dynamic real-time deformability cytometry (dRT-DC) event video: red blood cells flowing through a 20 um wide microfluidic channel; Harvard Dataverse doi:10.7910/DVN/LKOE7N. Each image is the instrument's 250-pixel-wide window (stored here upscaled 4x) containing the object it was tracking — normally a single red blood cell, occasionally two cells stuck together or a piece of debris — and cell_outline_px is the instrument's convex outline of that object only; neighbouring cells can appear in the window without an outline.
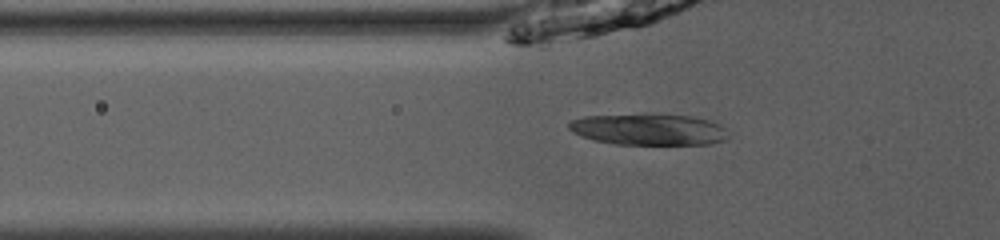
{"species": "common noctule bat (a hibernating species)", "species_latin": "Nyctalus noctula", "temperature_condition": "room temperature", "stored_images_in_passage": 33, "camera_frame_rate_fps": 3000, "um_per_image_px": 0.085, "animal": {"sex": "male", "body_mass_g": 13.0, "forearm_length_mm": 53.1}, "frame": {"image": 1, "passage_image": 4, "time_ms": 1.0, "image_size_px": [1000, 240], "cell_outline_px": [[728, 136], [724, 140], [712, 144], [616, 144], [596, 140], [572, 132], [568, 128], [568, 124], [572, 120], [584, 116], [644, 112], [664, 112], [692, 116], [708, 120], [720, 124], [724, 128]], "centroid_in_image_um": [55.15, 10.95], "position_along_channel_um": 70.7, "area_um2": 29.94}}
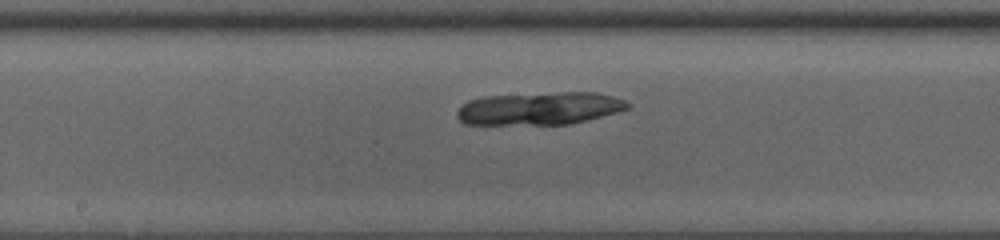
{"frame": {"image": 2, "passage_image": 14, "time_ms": 4.333, "image_size_px": [1000, 240], "cell_outline_px": [[632, 104], [628, 108], [616, 112], [568, 124], [464, 124], [456, 116], [456, 112], [468, 100], [484, 96], [560, 92], [596, 92], [612, 96], [624, 100]], "centroid_in_image_um": [45.84, 9.2], "position_along_channel_um": 202.4, "area_um2": 32.31}}
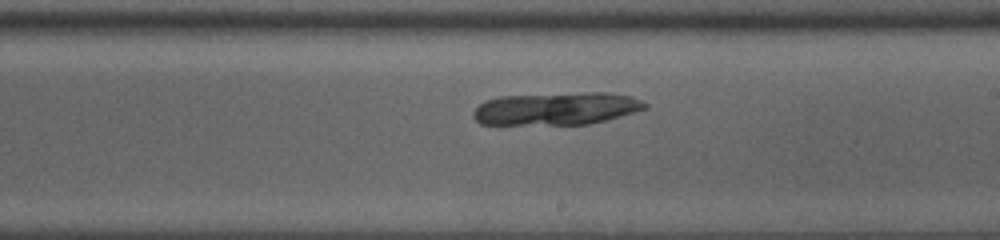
{"frame": {"image": 3, "passage_image": 17, "time_ms": 5.333, "image_size_px": [1000, 240], "cell_outline_px": [[648, 108], [604, 120], [588, 124], [480, 124], [472, 116], [472, 112], [484, 100], [500, 96], [584, 92], [604, 92], [632, 96], [648, 104]], "centroid_in_image_um": [47.27, 9.22], "position_along_channel_um": 241.7, "area_um2": 32.6}}